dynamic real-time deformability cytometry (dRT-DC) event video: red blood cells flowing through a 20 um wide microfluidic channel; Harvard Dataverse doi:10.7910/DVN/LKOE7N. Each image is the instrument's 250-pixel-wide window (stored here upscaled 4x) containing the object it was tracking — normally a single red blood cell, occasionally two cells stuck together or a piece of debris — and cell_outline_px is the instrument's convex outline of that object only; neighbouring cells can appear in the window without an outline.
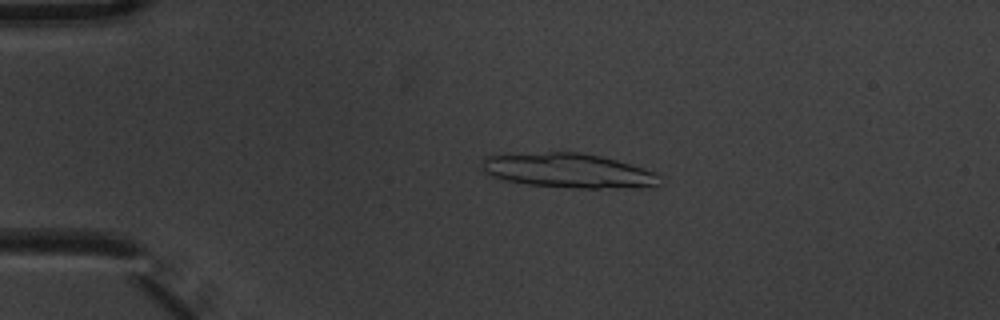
{"species": "common noctule bat (a hibernating species)", "species_latin": "Nyctalus noctula", "temperature_condition": "warm", "stored_images_in_passage": 4, "segment_of_instrument_passage": [1, 2], "camera_frame_rate_fps": 3000, "um_per_image_px": 0.085, "animal": {"sex": "male", "body_mass_g": 20.1, "forearm_length_mm": 53.5}, "frame": {"image": 1, "passage_image": 2, "time_ms": 0.333, "image_size_px": [1000, 320], "cell_outline_px": [[664, 176], [660, 184], [656, 188], [576, 188], [528, 184], [504, 180], [492, 176], [484, 168], [484, 156], [548, 152], [580, 152], [600, 156], [616, 160], [656, 172]], "centroid_in_image_um": [48.47, 14.52], "position_along_channel_um": 36.5, "area_um2": 35.78}}